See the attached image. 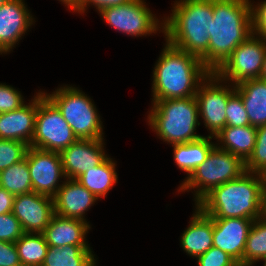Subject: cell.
Wrapping results in <instances>:
<instances>
[{
    "instance_id": "1",
    "label": "cell",
    "mask_w": 266,
    "mask_h": 266,
    "mask_svg": "<svg viewBox=\"0 0 266 266\" xmlns=\"http://www.w3.org/2000/svg\"><path fill=\"white\" fill-rule=\"evenodd\" d=\"M165 43L153 70L152 103L195 96L211 73L198 57Z\"/></svg>"
},
{
    "instance_id": "2",
    "label": "cell",
    "mask_w": 266,
    "mask_h": 266,
    "mask_svg": "<svg viewBox=\"0 0 266 266\" xmlns=\"http://www.w3.org/2000/svg\"><path fill=\"white\" fill-rule=\"evenodd\" d=\"M172 13L164 17V38L171 45L202 60L208 68V45L213 0H175Z\"/></svg>"
},
{
    "instance_id": "3",
    "label": "cell",
    "mask_w": 266,
    "mask_h": 266,
    "mask_svg": "<svg viewBox=\"0 0 266 266\" xmlns=\"http://www.w3.org/2000/svg\"><path fill=\"white\" fill-rule=\"evenodd\" d=\"M208 69L215 72L234 49L252 35L250 0H213Z\"/></svg>"
},
{
    "instance_id": "4",
    "label": "cell",
    "mask_w": 266,
    "mask_h": 266,
    "mask_svg": "<svg viewBox=\"0 0 266 266\" xmlns=\"http://www.w3.org/2000/svg\"><path fill=\"white\" fill-rule=\"evenodd\" d=\"M264 181L261 174L244 172L214 187L196 205L212 219L260 217Z\"/></svg>"
},
{
    "instance_id": "5",
    "label": "cell",
    "mask_w": 266,
    "mask_h": 266,
    "mask_svg": "<svg viewBox=\"0 0 266 266\" xmlns=\"http://www.w3.org/2000/svg\"><path fill=\"white\" fill-rule=\"evenodd\" d=\"M147 118L150 128L167 144L188 143L203 137L196 132L200 121L195 96L155 101Z\"/></svg>"
},
{
    "instance_id": "6",
    "label": "cell",
    "mask_w": 266,
    "mask_h": 266,
    "mask_svg": "<svg viewBox=\"0 0 266 266\" xmlns=\"http://www.w3.org/2000/svg\"><path fill=\"white\" fill-rule=\"evenodd\" d=\"M44 95L58 108L80 140L104 139L103 124L91 97L78 87L63 85Z\"/></svg>"
},
{
    "instance_id": "7",
    "label": "cell",
    "mask_w": 266,
    "mask_h": 266,
    "mask_svg": "<svg viewBox=\"0 0 266 266\" xmlns=\"http://www.w3.org/2000/svg\"><path fill=\"white\" fill-rule=\"evenodd\" d=\"M245 171V162L240 157L215 146L206 160L184 179L178 192L196 189V205L214 187L239 178Z\"/></svg>"
},
{
    "instance_id": "8",
    "label": "cell",
    "mask_w": 266,
    "mask_h": 266,
    "mask_svg": "<svg viewBox=\"0 0 266 266\" xmlns=\"http://www.w3.org/2000/svg\"><path fill=\"white\" fill-rule=\"evenodd\" d=\"M78 139L58 108L44 95L37 93L36 123L30 147L61 152Z\"/></svg>"
},
{
    "instance_id": "9",
    "label": "cell",
    "mask_w": 266,
    "mask_h": 266,
    "mask_svg": "<svg viewBox=\"0 0 266 266\" xmlns=\"http://www.w3.org/2000/svg\"><path fill=\"white\" fill-rule=\"evenodd\" d=\"M265 54L266 40L252 34L234 49L214 73L233 85L259 78Z\"/></svg>"
},
{
    "instance_id": "10",
    "label": "cell",
    "mask_w": 266,
    "mask_h": 266,
    "mask_svg": "<svg viewBox=\"0 0 266 266\" xmlns=\"http://www.w3.org/2000/svg\"><path fill=\"white\" fill-rule=\"evenodd\" d=\"M145 3L144 0H130L122 5L105 7L99 13L107 24L129 36H150L157 31L163 33L164 22H159Z\"/></svg>"
},
{
    "instance_id": "11",
    "label": "cell",
    "mask_w": 266,
    "mask_h": 266,
    "mask_svg": "<svg viewBox=\"0 0 266 266\" xmlns=\"http://www.w3.org/2000/svg\"><path fill=\"white\" fill-rule=\"evenodd\" d=\"M234 93L235 85L228 83L227 86V82L221 80L214 72L199 85L195 95L199 117L204 120L210 136L214 137L226 126V107L228 99Z\"/></svg>"
},
{
    "instance_id": "12",
    "label": "cell",
    "mask_w": 266,
    "mask_h": 266,
    "mask_svg": "<svg viewBox=\"0 0 266 266\" xmlns=\"http://www.w3.org/2000/svg\"><path fill=\"white\" fill-rule=\"evenodd\" d=\"M25 158L28 161L33 191L53 198L64 182L60 180L66 179L60 153L29 146Z\"/></svg>"
},
{
    "instance_id": "13",
    "label": "cell",
    "mask_w": 266,
    "mask_h": 266,
    "mask_svg": "<svg viewBox=\"0 0 266 266\" xmlns=\"http://www.w3.org/2000/svg\"><path fill=\"white\" fill-rule=\"evenodd\" d=\"M12 213L24 232L42 233L55 214L54 200L34 191L15 195Z\"/></svg>"
},
{
    "instance_id": "14",
    "label": "cell",
    "mask_w": 266,
    "mask_h": 266,
    "mask_svg": "<svg viewBox=\"0 0 266 266\" xmlns=\"http://www.w3.org/2000/svg\"><path fill=\"white\" fill-rule=\"evenodd\" d=\"M104 145V139H78L63 149L60 156L66 178L76 179L85 171L101 164L108 157Z\"/></svg>"
},
{
    "instance_id": "15",
    "label": "cell",
    "mask_w": 266,
    "mask_h": 266,
    "mask_svg": "<svg viewBox=\"0 0 266 266\" xmlns=\"http://www.w3.org/2000/svg\"><path fill=\"white\" fill-rule=\"evenodd\" d=\"M34 22L24 0L6 1L0 7V54L10 52Z\"/></svg>"
},
{
    "instance_id": "16",
    "label": "cell",
    "mask_w": 266,
    "mask_h": 266,
    "mask_svg": "<svg viewBox=\"0 0 266 266\" xmlns=\"http://www.w3.org/2000/svg\"><path fill=\"white\" fill-rule=\"evenodd\" d=\"M253 219H213V246L221 249L243 266V252Z\"/></svg>"
},
{
    "instance_id": "17",
    "label": "cell",
    "mask_w": 266,
    "mask_h": 266,
    "mask_svg": "<svg viewBox=\"0 0 266 266\" xmlns=\"http://www.w3.org/2000/svg\"><path fill=\"white\" fill-rule=\"evenodd\" d=\"M54 200V213L65 218H75L86 221L85 213L98 200L75 179H63Z\"/></svg>"
},
{
    "instance_id": "18",
    "label": "cell",
    "mask_w": 266,
    "mask_h": 266,
    "mask_svg": "<svg viewBox=\"0 0 266 266\" xmlns=\"http://www.w3.org/2000/svg\"><path fill=\"white\" fill-rule=\"evenodd\" d=\"M21 108L0 113V139L24 142L30 146L37 112V94Z\"/></svg>"
},
{
    "instance_id": "19",
    "label": "cell",
    "mask_w": 266,
    "mask_h": 266,
    "mask_svg": "<svg viewBox=\"0 0 266 266\" xmlns=\"http://www.w3.org/2000/svg\"><path fill=\"white\" fill-rule=\"evenodd\" d=\"M91 229L89 222L75 218H65L54 214L42 234L49 247L66 245L89 246L86 235Z\"/></svg>"
},
{
    "instance_id": "20",
    "label": "cell",
    "mask_w": 266,
    "mask_h": 266,
    "mask_svg": "<svg viewBox=\"0 0 266 266\" xmlns=\"http://www.w3.org/2000/svg\"><path fill=\"white\" fill-rule=\"evenodd\" d=\"M189 226L182 233L180 244L191 257L197 258L213 246V219L197 205Z\"/></svg>"
},
{
    "instance_id": "21",
    "label": "cell",
    "mask_w": 266,
    "mask_h": 266,
    "mask_svg": "<svg viewBox=\"0 0 266 266\" xmlns=\"http://www.w3.org/2000/svg\"><path fill=\"white\" fill-rule=\"evenodd\" d=\"M235 92L241 97L247 111L250 125L266 124V81L261 78L245 80L235 85Z\"/></svg>"
},
{
    "instance_id": "22",
    "label": "cell",
    "mask_w": 266,
    "mask_h": 266,
    "mask_svg": "<svg viewBox=\"0 0 266 266\" xmlns=\"http://www.w3.org/2000/svg\"><path fill=\"white\" fill-rule=\"evenodd\" d=\"M256 134L257 127L251 125L241 127L225 126L214 136L218 142L215 145L221 150L240 157L245 162L253 152Z\"/></svg>"
},
{
    "instance_id": "23",
    "label": "cell",
    "mask_w": 266,
    "mask_h": 266,
    "mask_svg": "<svg viewBox=\"0 0 266 266\" xmlns=\"http://www.w3.org/2000/svg\"><path fill=\"white\" fill-rule=\"evenodd\" d=\"M213 136H203L188 143L174 144L173 158L178 168L187 173V177L201 165L210 151L216 146L211 140Z\"/></svg>"
},
{
    "instance_id": "24",
    "label": "cell",
    "mask_w": 266,
    "mask_h": 266,
    "mask_svg": "<svg viewBox=\"0 0 266 266\" xmlns=\"http://www.w3.org/2000/svg\"><path fill=\"white\" fill-rule=\"evenodd\" d=\"M75 180L93 193L97 199L105 198L118 180L116 163L108 156L101 164L85 171Z\"/></svg>"
},
{
    "instance_id": "25",
    "label": "cell",
    "mask_w": 266,
    "mask_h": 266,
    "mask_svg": "<svg viewBox=\"0 0 266 266\" xmlns=\"http://www.w3.org/2000/svg\"><path fill=\"white\" fill-rule=\"evenodd\" d=\"M90 246L48 247L42 266H97Z\"/></svg>"
},
{
    "instance_id": "26",
    "label": "cell",
    "mask_w": 266,
    "mask_h": 266,
    "mask_svg": "<svg viewBox=\"0 0 266 266\" xmlns=\"http://www.w3.org/2000/svg\"><path fill=\"white\" fill-rule=\"evenodd\" d=\"M15 246L22 266H42L49 247L42 233L29 232H24Z\"/></svg>"
},
{
    "instance_id": "27",
    "label": "cell",
    "mask_w": 266,
    "mask_h": 266,
    "mask_svg": "<svg viewBox=\"0 0 266 266\" xmlns=\"http://www.w3.org/2000/svg\"><path fill=\"white\" fill-rule=\"evenodd\" d=\"M1 187L13 195L33 192L26 158L0 172Z\"/></svg>"
},
{
    "instance_id": "28",
    "label": "cell",
    "mask_w": 266,
    "mask_h": 266,
    "mask_svg": "<svg viewBox=\"0 0 266 266\" xmlns=\"http://www.w3.org/2000/svg\"><path fill=\"white\" fill-rule=\"evenodd\" d=\"M266 258V223L255 219L249 230L243 252V266H253Z\"/></svg>"
},
{
    "instance_id": "29",
    "label": "cell",
    "mask_w": 266,
    "mask_h": 266,
    "mask_svg": "<svg viewBox=\"0 0 266 266\" xmlns=\"http://www.w3.org/2000/svg\"><path fill=\"white\" fill-rule=\"evenodd\" d=\"M245 170L261 175L266 171V124L257 127L255 146L245 161Z\"/></svg>"
},
{
    "instance_id": "30",
    "label": "cell",
    "mask_w": 266,
    "mask_h": 266,
    "mask_svg": "<svg viewBox=\"0 0 266 266\" xmlns=\"http://www.w3.org/2000/svg\"><path fill=\"white\" fill-rule=\"evenodd\" d=\"M28 147L24 142L0 139V172L24 159Z\"/></svg>"
},
{
    "instance_id": "31",
    "label": "cell",
    "mask_w": 266,
    "mask_h": 266,
    "mask_svg": "<svg viewBox=\"0 0 266 266\" xmlns=\"http://www.w3.org/2000/svg\"><path fill=\"white\" fill-rule=\"evenodd\" d=\"M250 125L247 111L241 97L235 92L226 107V126L241 127Z\"/></svg>"
},
{
    "instance_id": "32",
    "label": "cell",
    "mask_w": 266,
    "mask_h": 266,
    "mask_svg": "<svg viewBox=\"0 0 266 266\" xmlns=\"http://www.w3.org/2000/svg\"><path fill=\"white\" fill-rule=\"evenodd\" d=\"M23 234L21 224L12 212L0 215L1 241L15 243Z\"/></svg>"
},
{
    "instance_id": "33",
    "label": "cell",
    "mask_w": 266,
    "mask_h": 266,
    "mask_svg": "<svg viewBox=\"0 0 266 266\" xmlns=\"http://www.w3.org/2000/svg\"><path fill=\"white\" fill-rule=\"evenodd\" d=\"M24 101L20 91L0 83V113L19 109L25 104Z\"/></svg>"
},
{
    "instance_id": "34",
    "label": "cell",
    "mask_w": 266,
    "mask_h": 266,
    "mask_svg": "<svg viewBox=\"0 0 266 266\" xmlns=\"http://www.w3.org/2000/svg\"><path fill=\"white\" fill-rule=\"evenodd\" d=\"M196 260L198 266H239L227 253L214 246Z\"/></svg>"
},
{
    "instance_id": "35",
    "label": "cell",
    "mask_w": 266,
    "mask_h": 266,
    "mask_svg": "<svg viewBox=\"0 0 266 266\" xmlns=\"http://www.w3.org/2000/svg\"><path fill=\"white\" fill-rule=\"evenodd\" d=\"M250 9L252 34L266 40V0L256 5L250 0Z\"/></svg>"
},
{
    "instance_id": "36",
    "label": "cell",
    "mask_w": 266,
    "mask_h": 266,
    "mask_svg": "<svg viewBox=\"0 0 266 266\" xmlns=\"http://www.w3.org/2000/svg\"><path fill=\"white\" fill-rule=\"evenodd\" d=\"M0 266H22L15 243L0 240Z\"/></svg>"
},
{
    "instance_id": "37",
    "label": "cell",
    "mask_w": 266,
    "mask_h": 266,
    "mask_svg": "<svg viewBox=\"0 0 266 266\" xmlns=\"http://www.w3.org/2000/svg\"><path fill=\"white\" fill-rule=\"evenodd\" d=\"M130 0H80L79 7L77 8L76 12L78 13H85L87 7L91 4L94 8L96 7L97 11L99 12L101 9L108 7V6H116L128 3Z\"/></svg>"
},
{
    "instance_id": "38",
    "label": "cell",
    "mask_w": 266,
    "mask_h": 266,
    "mask_svg": "<svg viewBox=\"0 0 266 266\" xmlns=\"http://www.w3.org/2000/svg\"><path fill=\"white\" fill-rule=\"evenodd\" d=\"M15 195L0 188V215L12 212Z\"/></svg>"
},
{
    "instance_id": "39",
    "label": "cell",
    "mask_w": 266,
    "mask_h": 266,
    "mask_svg": "<svg viewBox=\"0 0 266 266\" xmlns=\"http://www.w3.org/2000/svg\"><path fill=\"white\" fill-rule=\"evenodd\" d=\"M259 219L266 223V190H264L262 194Z\"/></svg>"
},
{
    "instance_id": "40",
    "label": "cell",
    "mask_w": 266,
    "mask_h": 266,
    "mask_svg": "<svg viewBox=\"0 0 266 266\" xmlns=\"http://www.w3.org/2000/svg\"><path fill=\"white\" fill-rule=\"evenodd\" d=\"M59 1H61V3L65 4L67 8H69L75 13L77 8L79 7V2H80V0H59Z\"/></svg>"
},
{
    "instance_id": "41",
    "label": "cell",
    "mask_w": 266,
    "mask_h": 266,
    "mask_svg": "<svg viewBox=\"0 0 266 266\" xmlns=\"http://www.w3.org/2000/svg\"><path fill=\"white\" fill-rule=\"evenodd\" d=\"M259 78L266 81V54L264 57L263 67Z\"/></svg>"
},
{
    "instance_id": "42",
    "label": "cell",
    "mask_w": 266,
    "mask_h": 266,
    "mask_svg": "<svg viewBox=\"0 0 266 266\" xmlns=\"http://www.w3.org/2000/svg\"><path fill=\"white\" fill-rule=\"evenodd\" d=\"M264 181V190H266V171L262 174Z\"/></svg>"
},
{
    "instance_id": "43",
    "label": "cell",
    "mask_w": 266,
    "mask_h": 266,
    "mask_svg": "<svg viewBox=\"0 0 266 266\" xmlns=\"http://www.w3.org/2000/svg\"><path fill=\"white\" fill-rule=\"evenodd\" d=\"M8 0H0V7Z\"/></svg>"
},
{
    "instance_id": "44",
    "label": "cell",
    "mask_w": 266,
    "mask_h": 266,
    "mask_svg": "<svg viewBox=\"0 0 266 266\" xmlns=\"http://www.w3.org/2000/svg\"><path fill=\"white\" fill-rule=\"evenodd\" d=\"M262 261H264L263 263V266H266V258L264 259V260H262Z\"/></svg>"
}]
</instances>
